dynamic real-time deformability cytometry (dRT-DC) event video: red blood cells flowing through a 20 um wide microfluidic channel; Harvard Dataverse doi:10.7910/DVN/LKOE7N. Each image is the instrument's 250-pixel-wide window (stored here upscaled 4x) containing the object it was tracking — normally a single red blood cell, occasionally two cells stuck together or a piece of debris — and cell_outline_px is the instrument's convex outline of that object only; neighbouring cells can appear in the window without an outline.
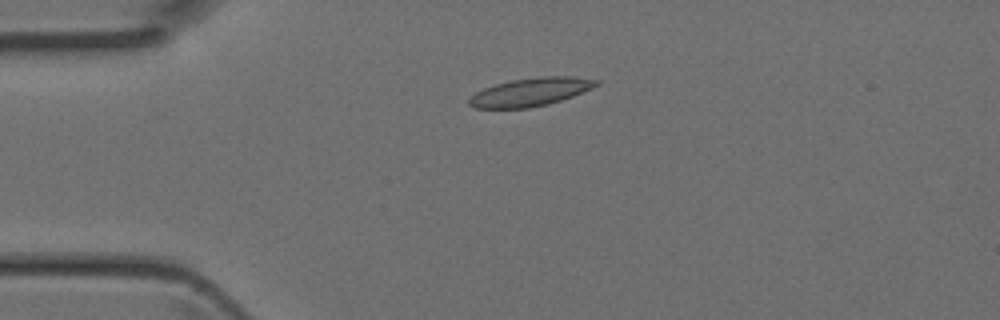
{"species": "Egyptian fruit bat (a non-hibernating species)", "species_latin": "Rousettus aegyptiacus", "temperature_condition": "room temperature", "stored_images_in_passage": 5, "camera_frame_rate_fps": 3000, "um_per_image_px": 0.085, "animal": {"sex": "female"}, "frame": {"image": 1, "passage_image": 3, "time_ms": 0.667, "image_size_px": [1000, 320], "cell_outline_px": [[600, 84], [592, 88], [572, 96], [548, 104], [528, 108], [476, 108], [468, 104], [468, 100], [476, 92], [484, 88], [496, 84], [512, 80], [540, 76], [572, 76], [600, 80]], "centroid_in_image_um": [45.11, 7.81], "position_along_channel_um": 39.9, "area_um2": 20.81}}
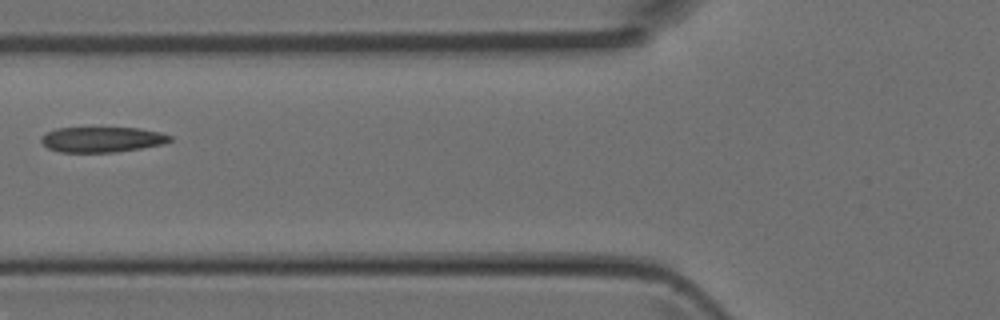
{"frame": {"image": 2, "passage_image": 5, "time_ms": 1.333, "image_size_px": [1000, 320], "cell_outline_px": [[172, 140], [164, 144], [116, 152], [60, 152], [48, 148], [40, 140], [48, 132], [56, 128], [136, 128], [160, 132], [172, 136]], "centroid_in_image_um": [8.7, 11.86], "position_along_channel_um": 117.1, "area_um2": 18.84}}